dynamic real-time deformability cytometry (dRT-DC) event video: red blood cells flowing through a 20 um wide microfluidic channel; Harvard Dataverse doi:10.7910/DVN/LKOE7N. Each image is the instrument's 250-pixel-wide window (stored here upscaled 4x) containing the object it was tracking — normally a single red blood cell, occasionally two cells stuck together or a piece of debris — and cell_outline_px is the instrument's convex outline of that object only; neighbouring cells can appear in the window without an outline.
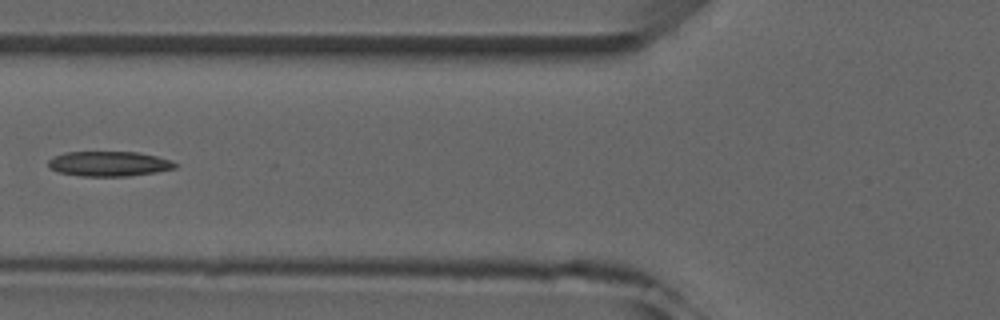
{"species": "common noctule bat (a hibernating species)", "species_latin": "Nyctalus noctula", "temperature_condition": "room temperature", "stored_images_in_passage": 5, "camera_frame_rate_fps": 3000, "um_per_image_px": 0.085, "animal": {"sex": "male", "forearm_length_mm": 52.5}, "frame": {"image": 1, "passage_image": 5, "time_ms": 4.333, "image_size_px": [1000, 320], "cell_outline_px": [[180, 164], [176, 168], [156, 172], [128, 176], [80, 176], [56, 172], [48, 168], [48, 160], [64, 152], [136, 152], [156, 156], [172, 160]], "centroid_in_image_um": [9.27, 13.93], "position_along_channel_um": 116.5, "area_um2": 18.61}}